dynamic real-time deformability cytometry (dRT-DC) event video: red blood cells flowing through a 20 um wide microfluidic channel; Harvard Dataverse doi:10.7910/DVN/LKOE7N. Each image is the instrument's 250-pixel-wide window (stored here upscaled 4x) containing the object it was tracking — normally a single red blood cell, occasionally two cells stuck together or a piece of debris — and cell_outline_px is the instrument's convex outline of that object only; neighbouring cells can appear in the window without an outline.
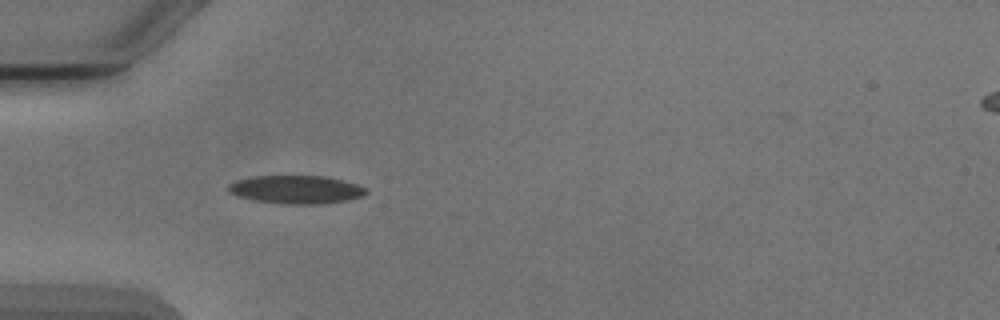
{"species": "Egyptian fruit bat (a non-hibernating species)", "species_latin": "Rousettus aegyptiacus", "temperature_condition": "cold", "stored_images_in_passage": 7, "camera_frame_rate_fps": 3000, "um_per_image_px": 0.085, "animal": {"sex": "male"}, "frame": {"image": 1, "passage_image": 4, "time_ms": 3.333, "image_size_px": [1000, 320], "cell_outline_px": [[368, 192], [360, 196], [344, 200], [324, 204], [284, 204], [252, 200], [236, 196], [228, 192], [228, 184], [236, 180], [252, 176], [328, 176], [344, 180], [356, 184], [364, 188]], "centroid_in_image_um": [25.11, 16.11], "position_along_channel_um": 59.9, "area_um2": 22.72}}
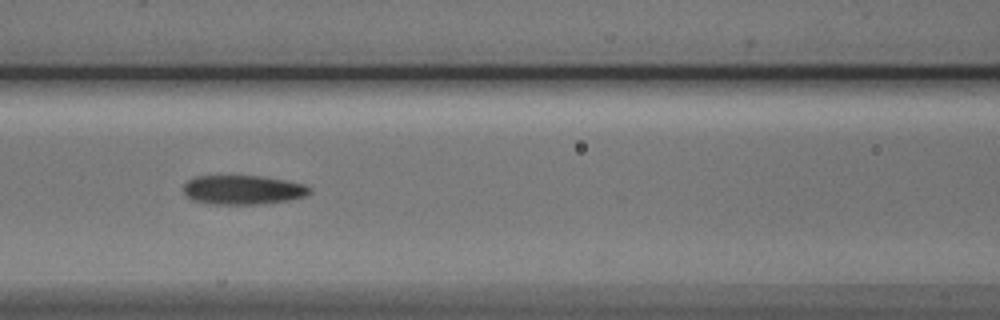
{"frame": {"image": 2, "passage_image": 6, "time_ms": 5.667, "image_size_px": [1000, 320], "cell_outline_px": [[312, 192], [304, 196], [288, 200], [260, 204], [216, 204], [196, 200], [188, 196], [184, 192], [184, 184], [188, 180], [196, 176], [260, 176], [284, 180], [304, 184], [312, 188]], "centroid_in_image_um": [20.69, 16.13], "position_along_channel_um": 145.9, "area_um2": 21.21}}
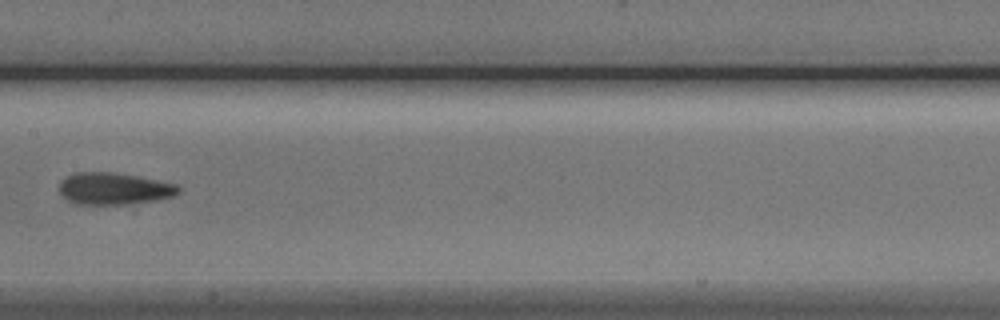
{"frame": {"image": 3, "passage_image": 7, "time_ms": 7.0, "image_size_px": [1000, 320], "cell_outline_px": [[180, 192], [172, 196], [156, 200], [124, 204], [72, 204], [60, 192], [60, 184], [68, 176], [76, 172], [116, 172], [176, 184], [180, 188]], "centroid_in_image_um": [9.69, 16.03], "position_along_channel_um": 197.7, "area_um2": 21.91}}